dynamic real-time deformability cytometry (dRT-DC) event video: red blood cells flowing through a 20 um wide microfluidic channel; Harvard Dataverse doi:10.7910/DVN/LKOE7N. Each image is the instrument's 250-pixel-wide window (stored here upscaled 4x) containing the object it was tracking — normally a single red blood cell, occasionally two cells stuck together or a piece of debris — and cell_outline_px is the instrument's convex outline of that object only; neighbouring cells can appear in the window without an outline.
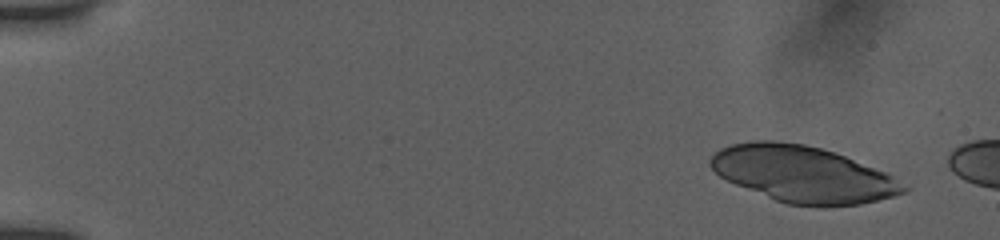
{"species": "human", "species_latin": "Homo sapiens", "temperature_condition": "room temperature", "stored_images_in_passage": 8, "camera_frame_rate_fps": 3000, "um_per_image_px": 0.085, "donor": {"sex": "female"}, "frame": {"image": 1, "passage_image": 4, "time_ms": 1.0, "image_size_px": [1000, 240], "cell_outline_px": [[908, 188], [904, 192], [892, 196], [860, 204], [788, 204], [776, 200], [736, 184], [720, 176], [708, 164], [708, 160], [720, 148], [732, 144], [752, 140], [772, 140], [804, 144], [820, 148], [844, 156], [888, 172]], "centroid_in_image_um": [68.22, 14.77], "position_along_channel_um": 16.8, "area_um2": 62.25}}